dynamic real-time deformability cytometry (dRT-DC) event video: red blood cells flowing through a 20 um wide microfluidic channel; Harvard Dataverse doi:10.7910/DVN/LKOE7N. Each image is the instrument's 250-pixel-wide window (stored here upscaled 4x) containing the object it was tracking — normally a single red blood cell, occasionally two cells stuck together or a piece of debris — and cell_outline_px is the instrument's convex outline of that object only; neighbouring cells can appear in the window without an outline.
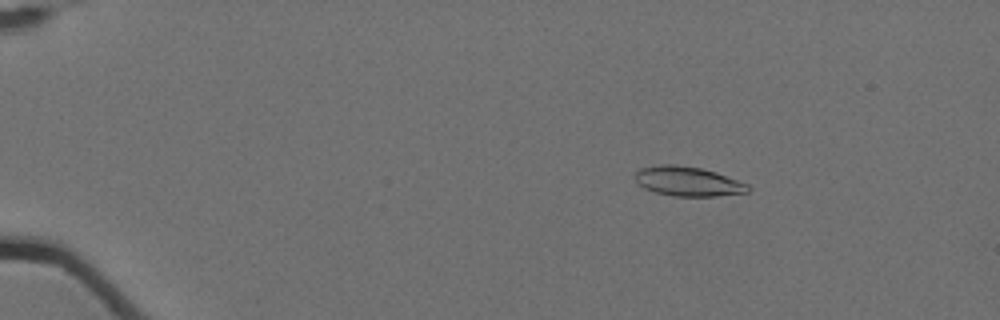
{"species": "Egyptian fruit bat (a non-hibernating species)", "species_latin": "Rousettus aegyptiacus", "temperature_condition": "cold", "stored_images_in_passage": 6, "camera_frame_rate_fps": 3000, "um_per_image_px": 0.085, "animal": {"sex": "female"}, "frame": {"image": 1, "passage_image": 3, "time_ms": 0.667, "image_size_px": [1000, 320], "cell_outline_px": [[752, 188], [748, 192], [720, 196], [672, 196], [656, 192], [644, 188], [636, 180], [636, 172], [640, 168], [660, 164], [676, 164], [700, 168], [716, 172], [748, 184]], "centroid_in_image_um": [58.5, 15.42], "position_along_channel_um": 26.5, "area_um2": 19.42}}